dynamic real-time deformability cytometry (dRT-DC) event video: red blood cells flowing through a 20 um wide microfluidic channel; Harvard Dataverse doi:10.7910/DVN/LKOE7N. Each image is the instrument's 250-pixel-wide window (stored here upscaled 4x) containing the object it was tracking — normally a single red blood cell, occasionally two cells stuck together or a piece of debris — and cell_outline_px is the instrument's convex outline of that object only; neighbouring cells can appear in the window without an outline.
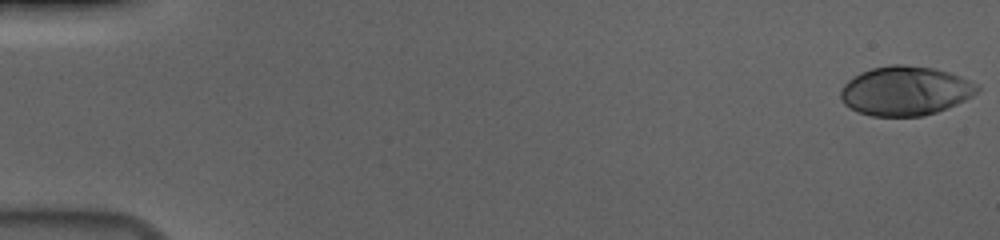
{"species": "human", "species_latin": "Homo sapiens", "temperature_condition": "cold", "stored_images_in_passage": 40, "camera_frame_rate_fps": 3000, "um_per_image_px": 0.085, "donor": {"sex": "male"}, "frame": {"image": 1, "passage_image": 1, "time_ms": 0.0, "image_size_px": [1000, 240], "cell_outline_px": [[980, 88], [972, 96], [956, 104], [936, 112], [924, 116], [872, 116], [856, 112], [844, 104], [840, 96], [840, 92], [844, 84], [848, 80], [860, 72], [872, 68], [892, 64], [904, 64], [932, 68], [948, 72], [960, 76], [976, 84]], "centroid_in_image_um": [76.92, 7.72], "position_along_channel_um": 8.1, "area_um2": 39.13}}
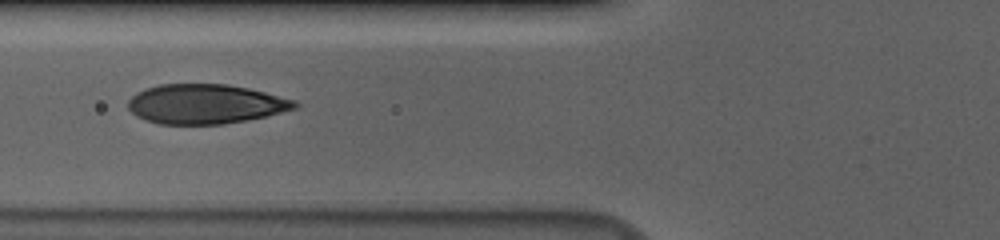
{"frame": {"image": 2, "passage_image": 23, "time_ms": 7.333, "image_size_px": [1000, 240], "cell_outline_px": [[300, 104], [296, 108], [264, 116], [224, 124], [160, 124], [144, 120], [136, 116], [128, 108], [128, 100], [136, 92], [160, 84], [228, 84], [248, 88], [296, 100]], "centroid_in_image_um": [17.44, 8.84], "position_along_channel_um": 108.4, "area_um2": 38.32}}
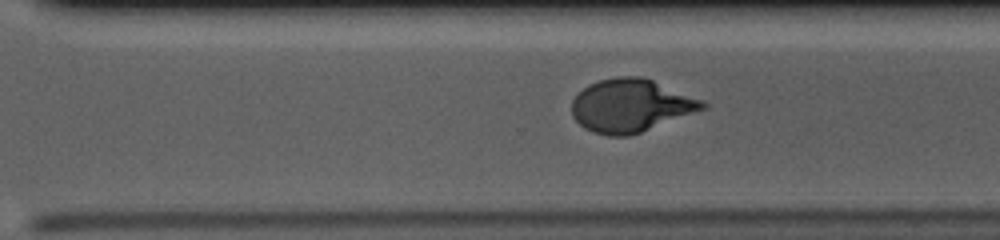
{"frame": {"image": 3, "passage_image": 40, "time_ms": 13.0, "image_size_px": [1000, 240], "cell_outline_px": [[708, 108], [640, 132], [628, 136], [608, 136], [592, 132], [584, 128], [572, 116], [572, 100], [588, 84], [600, 80], [616, 76], [640, 76], [652, 80], [704, 100], [708, 104]], "centroid_in_image_um": [53.63, 8.97], "position_along_channel_um": 317.0, "area_um2": 40.34}}